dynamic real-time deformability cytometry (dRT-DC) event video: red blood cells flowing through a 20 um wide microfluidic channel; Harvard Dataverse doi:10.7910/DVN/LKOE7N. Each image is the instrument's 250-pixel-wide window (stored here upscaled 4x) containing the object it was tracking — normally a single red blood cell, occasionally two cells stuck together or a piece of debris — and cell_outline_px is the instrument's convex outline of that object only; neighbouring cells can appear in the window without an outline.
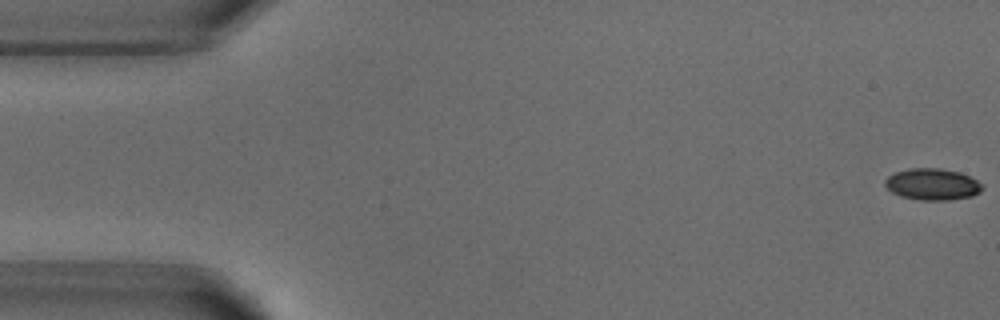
{"species": "common noctule bat (a hibernating species)", "species_latin": "Nyctalus noctula", "temperature_condition": "warm", "stored_images_in_passage": 4, "camera_frame_rate_fps": 3000, "um_per_image_px": 0.085, "animal": {"sex": "male", "body_mass_g": 18.8}, "frame": {"image": 1, "passage_image": 1, "time_ms": 0.0, "image_size_px": [1000, 320], "cell_outline_px": [[984, 188], [980, 192], [972, 196], [948, 200], [920, 200], [900, 196], [892, 192], [884, 184], [884, 180], [888, 176], [896, 172], [908, 168], [940, 168], [960, 172], [984, 184]], "centroid_in_image_um": [79.26, 15.66], "position_along_channel_um": 5.7, "area_um2": 17.98}}
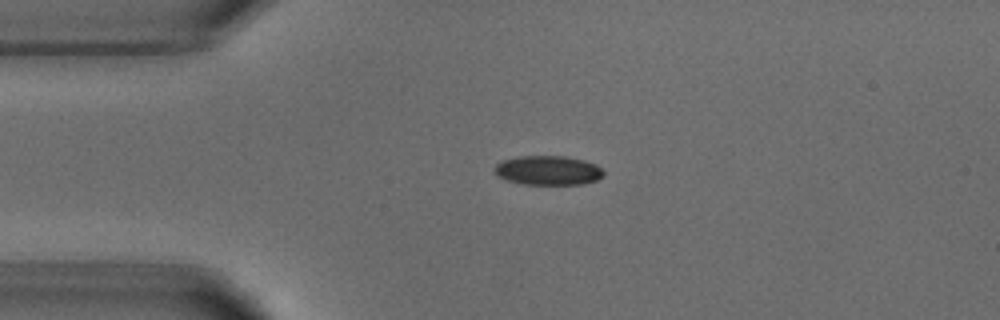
{"frame": {"image": 2, "passage_image": 4, "time_ms": 3.667, "image_size_px": [1000, 320], "cell_outline_px": [[604, 176], [596, 180], [580, 184], [520, 184], [504, 180], [496, 176], [492, 172], [492, 168], [500, 160], [520, 156], [564, 156], [584, 160], [596, 164], [604, 172]], "centroid_in_image_um": [46.5, 14.48], "position_along_channel_um": 38.5, "area_um2": 18.96}}